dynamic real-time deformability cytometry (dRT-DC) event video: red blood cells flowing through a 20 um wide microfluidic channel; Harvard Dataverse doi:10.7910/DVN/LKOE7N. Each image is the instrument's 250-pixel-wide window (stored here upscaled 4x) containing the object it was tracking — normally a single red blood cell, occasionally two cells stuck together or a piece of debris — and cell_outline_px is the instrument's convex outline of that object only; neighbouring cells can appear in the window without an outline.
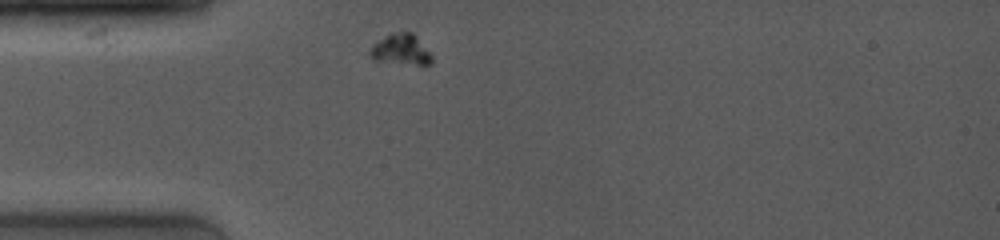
{"species": "common noctule bat (a hibernating species)", "species_latin": "Nyctalus noctula", "temperature_condition": "room temperature", "stored_images_in_passage": 41, "camera_frame_rate_fps": 4000, "um_per_image_px": 0.085, "animal": {"sex": "female", "body_mass_g": 19.0, "forearm_length_mm": 53.3}, "frame": {"image": 1, "passage_image": 1, "time_ms": 0.0, "image_size_px": [1000, 240], "cell_outline_px": [[432, 64], [416, 64], [376, 60], [368, 56], [368, 52], [372, 44], [392, 32], [412, 32], [416, 36], [432, 56]], "centroid_in_image_um": [34.04, 4.19], "position_along_channel_um": 51.0, "area_um2": 10.87}}
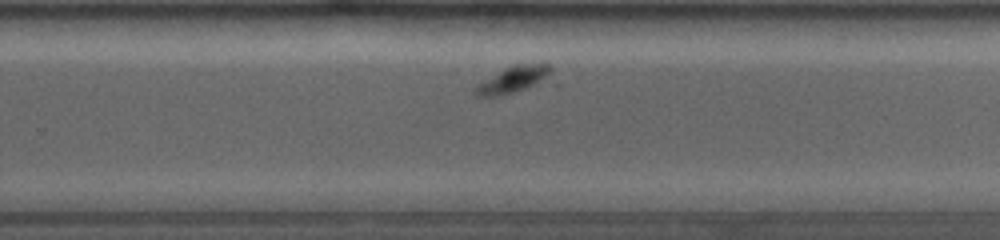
{"frame": {"image": 2, "passage_image": 28, "time_ms": 6.5, "image_size_px": [1000, 240], "cell_outline_px": [[560, 84], [492, 96], [476, 96], [476, 84], [516, 64], [544, 60], [552, 68]], "centroid_in_image_um": [44.06, 6.74], "position_along_channel_um": 285.7, "area_um2": 13.29}}
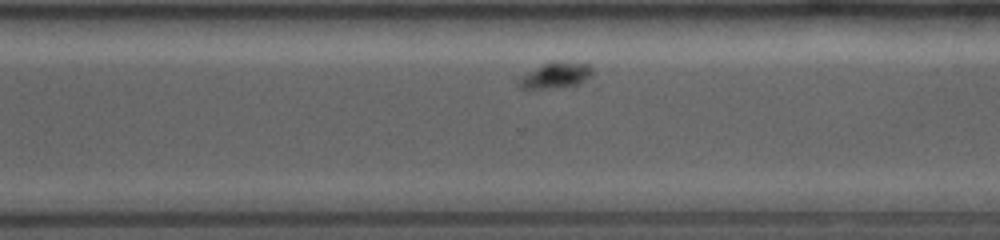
{"frame": {"image": 3, "passage_image": 33, "time_ms": 7.5, "image_size_px": [1000, 240], "cell_outline_px": [[600, 88], [524, 88], [516, 84], [516, 80], [520, 76], [544, 64], [588, 64], [592, 68], [600, 84]], "centroid_in_image_um": [47.59, 6.55], "position_along_channel_um": 323.0, "area_um2": 12.25}}